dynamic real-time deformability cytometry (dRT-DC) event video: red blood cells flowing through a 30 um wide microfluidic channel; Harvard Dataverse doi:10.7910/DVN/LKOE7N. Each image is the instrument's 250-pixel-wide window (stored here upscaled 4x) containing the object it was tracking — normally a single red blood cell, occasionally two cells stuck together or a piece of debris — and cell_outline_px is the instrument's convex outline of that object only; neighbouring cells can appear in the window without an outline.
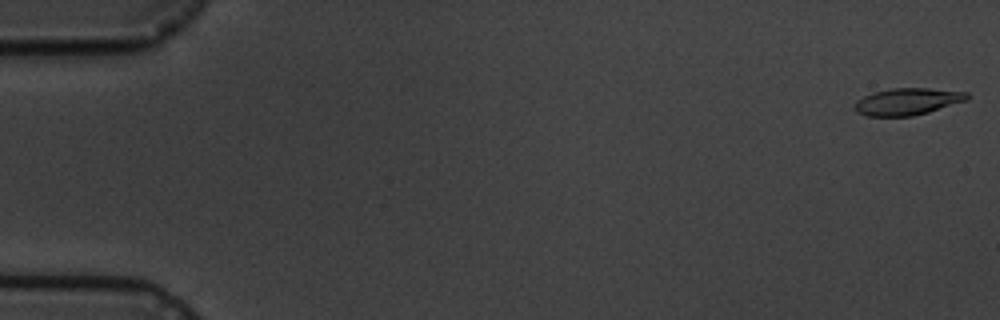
{"species": "common noctule bat (a hibernating species)", "species_latin": "Nyctalus noctula", "temperature_condition": "cold", "stored_images_in_passage": 5, "camera_frame_rate_fps": 3000, "um_per_image_px": 0.085, "animal": {"sex": "male", "body_mass_g": 19.5, "forearm_length_mm": 54.6}, "frame": {"image": 1, "passage_image": 1, "time_ms": 0.0, "image_size_px": [1000, 320], "cell_outline_px": [[968, 100], [928, 112], [912, 116], [864, 116], [856, 112], [856, 100], [872, 92], [892, 88], [928, 88], [968, 92]], "centroid_in_image_um": [77.13, 8.63], "position_along_channel_um": 7.9, "area_um2": 17.63}}
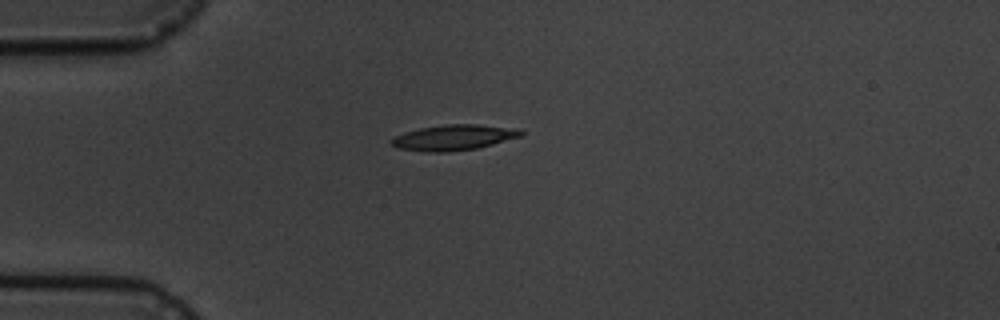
{"frame": {"image": 2, "passage_image": 5, "time_ms": 4.667, "image_size_px": [1000, 320], "cell_outline_px": [[524, 136], [476, 148], [448, 152], [428, 152], [396, 148], [388, 140], [392, 136], [404, 132], [420, 128], [448, 124], [476, 124], [524, 128]], "centroid_in_image_um": [38.6, 11.68], "position_along_channel_um": 46.4, "area_um2": 19.65}}